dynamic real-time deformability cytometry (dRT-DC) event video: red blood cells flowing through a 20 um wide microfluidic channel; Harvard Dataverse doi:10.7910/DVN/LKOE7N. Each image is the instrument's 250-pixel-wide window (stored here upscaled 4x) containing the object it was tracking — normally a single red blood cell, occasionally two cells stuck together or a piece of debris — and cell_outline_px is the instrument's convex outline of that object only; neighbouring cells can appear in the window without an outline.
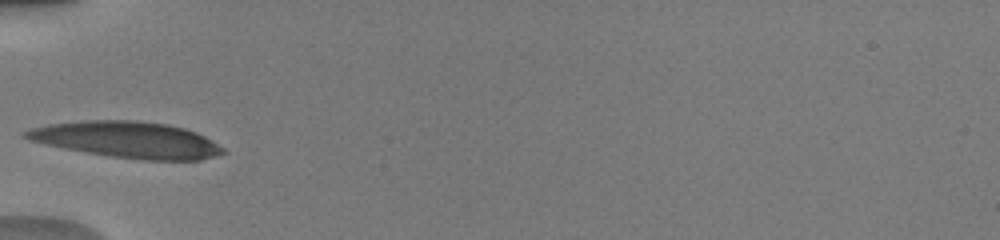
{"species": "human", "species_latin": "Homo sapiens", "temperature_condition": "warm", "stored_images_in_passage": 13, "camera_frame_rate_fps": 3000, "um_per_image_px": 0.085, "donor": {"sex": "male"}, "frame": {"image": 1, "passage_image": 1, "time_ms": 0.0, "image_size_px": [1000, 240], "cell_outline_px": [[228, 152], [216, 156], [200, 160], [144, 160], [112, 156], [64, 148], [44, 144], [28, 140], [20, 136], [24, 132], [32, 128], [48, 124], [84, 120], [136, 120], [168, 124], [184, 128], [196, 132], [212, 140], [224, 148]], "centroid_in_image_um": [10.82, 11.87], "position_along_channel_um": 74.2, "area_um2": 41.73}}